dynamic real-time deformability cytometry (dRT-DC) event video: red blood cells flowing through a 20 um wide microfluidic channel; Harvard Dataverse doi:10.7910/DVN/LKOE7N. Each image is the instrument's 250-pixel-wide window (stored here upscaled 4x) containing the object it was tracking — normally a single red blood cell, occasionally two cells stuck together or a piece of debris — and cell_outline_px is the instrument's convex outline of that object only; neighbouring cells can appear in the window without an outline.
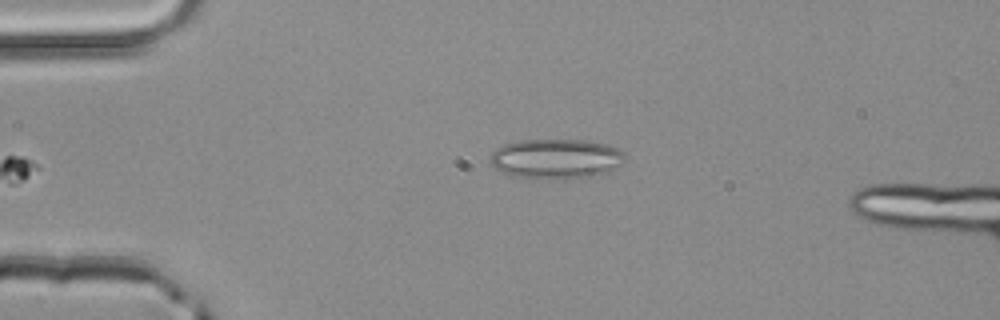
{"species": "common noctule bat (a hibernating species)", "species_latin": "Nyctalus noctula", "temperature_condition": "room temperature", "stored_images_in_passage": 5, "camera_frame_rate_fps": 3000, "um_per_image_px": 0.085, "animal": {"sex": "male", "body_mass_g": 20.4}, "frame": {"image": 1, "passage_image": 4, "time_ms": 1.0, "image_size_px": [1000, 320], "cell_outline_px": [[628, 156], [612, 172], [600, 176], [568, 180], [560, 180], [512, 176], [500, 172], [488, 160], [492, 152], [496, 148], [504, 144], [516, 140], [584, 140], [608, 144], [624, 152]], "centroid_in_image_um": [47.3, 13.52], "position_along_channel_um": 37.7, "area_um2": 32.25}}